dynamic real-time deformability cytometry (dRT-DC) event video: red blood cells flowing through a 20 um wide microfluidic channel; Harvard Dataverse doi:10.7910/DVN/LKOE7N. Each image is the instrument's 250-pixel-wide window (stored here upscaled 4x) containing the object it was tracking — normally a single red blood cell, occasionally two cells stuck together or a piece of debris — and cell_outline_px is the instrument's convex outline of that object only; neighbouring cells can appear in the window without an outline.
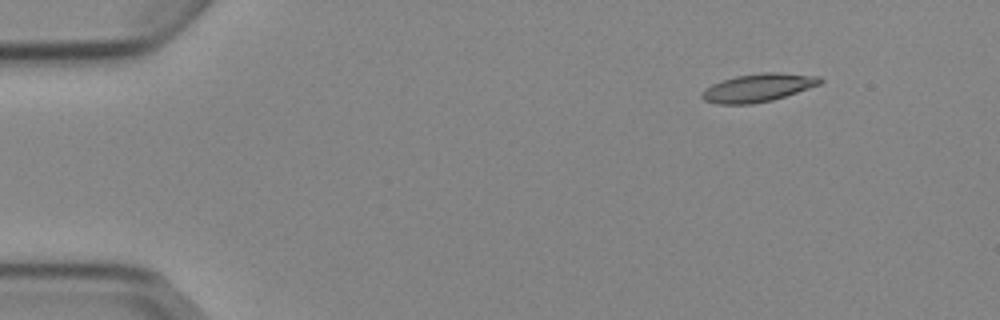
{"species": "Egyptian fruit bat (a non-hibernating species)", "species_latin": "Rousettus aegyptiacus", "temperature_condition": "cold", "stored_images_in_passage": 4, "camera_frame_rate_fps": 3000, "um_per_image_px": 0.085, "animal": {"sex": "female"}, "frame": {"image": 1, "passage_image": 2, "time_ms": 1.333, "image_size_px": [1000, 320], "cell_outline_px": [[824, 80], [820, 84], [772, 100], [752, 104], [716, 104], [704, 100], [700, 96], [700, 92], [712, 84], [736, 76], [764, 72], [780, 72], [820, 76]], "centroid_in_image_um": [64.42, 7.45], "position_along_channel_um": 20.6, "area_um2": 19.31}}
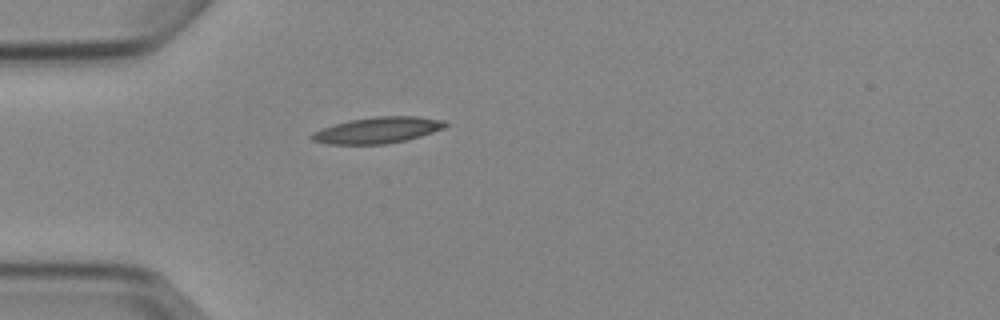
{"frame": {"image": 2, "passage_image": 4, "time_ms": 4.333, "image_size_px": [1000, 320], "cell_outline_px": [[448, 124], [444, 128], [420, 136], [404, 140], [384, 144], [328, 144], [312, 140], [308, 136], [312, 132], [320, 128], [332, 124], [348, 120], [376, 116], [416, 116], [444, 120]], "centroid_in_image_um": [32.04, 11.05], "position_along_channel_um": 53.0, "area_um2": 20.46}}